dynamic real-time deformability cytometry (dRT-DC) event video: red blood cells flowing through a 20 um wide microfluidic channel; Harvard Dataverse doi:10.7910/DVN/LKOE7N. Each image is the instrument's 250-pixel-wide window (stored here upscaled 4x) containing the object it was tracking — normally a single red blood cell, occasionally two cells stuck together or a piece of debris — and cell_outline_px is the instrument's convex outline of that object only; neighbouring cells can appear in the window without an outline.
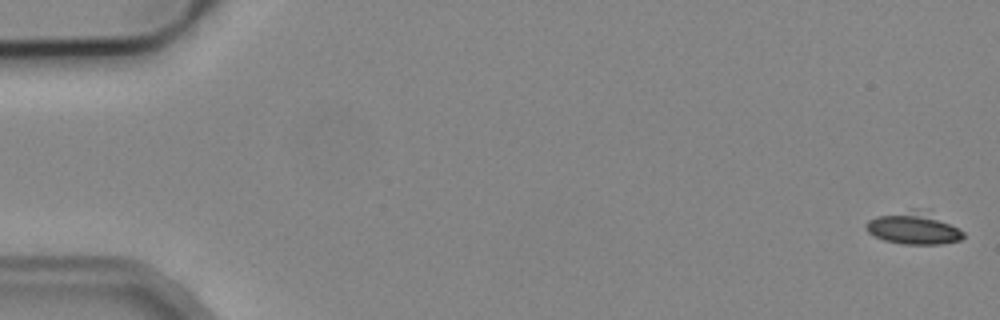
{"species": "common noctule bat (a hibernating species)", "species_latin": "Nyctalus noctula", "temperature_condition": "cold", "stored_images_in_passage": 5, "camera_frame_rate_fps": 3000, "um_per_image_px": 0.085, "animal": {"sex": "male", "body_mass_g": 19.2, "forearm_length_mm": 51.8}, "frame": {"image": 1, "passage_image": 1, "time_ms": 0.0, "image_size_px": [1000, 320], "cell_outline_px": [[964, 236], [960, 240], [940, 244], [904, 244], [884, 240], [868, 232], [864, 228], [864, 224], [868, 220], [876, 216], [912, 208], [916, 208], [964, 232]], "centroid_in_image_um": [77.56, 19.4], "position_along_channel_um": 7.4, "area_um2": 17.74}}
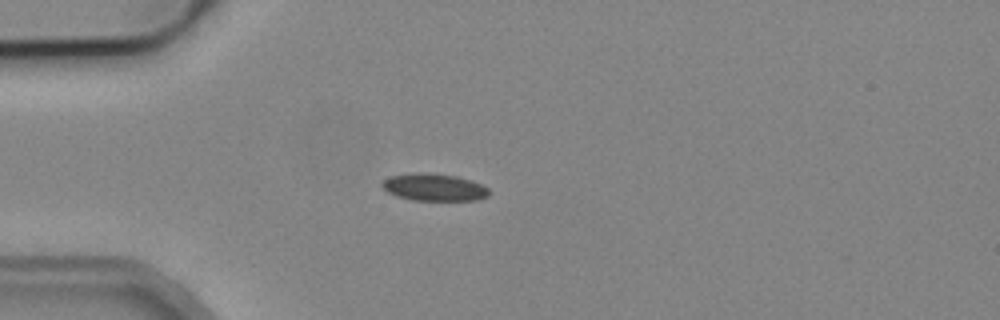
{"frame": {"image": 2, "passage_image": 5, "time_ms": 4.667, "image_size_px": [1000, 320], "cell_outline_px": [[488, 196], [476, 200], [412, 200], [396, 196], [388, 192], [380, 184], [388, 176], [412, 172], [456, 176], [472, 180], [488, 188]], "centroid_in_image_um": [36.86, 15.92], "position_along_channel_um": 48.1, "area_um2": 16.88}}